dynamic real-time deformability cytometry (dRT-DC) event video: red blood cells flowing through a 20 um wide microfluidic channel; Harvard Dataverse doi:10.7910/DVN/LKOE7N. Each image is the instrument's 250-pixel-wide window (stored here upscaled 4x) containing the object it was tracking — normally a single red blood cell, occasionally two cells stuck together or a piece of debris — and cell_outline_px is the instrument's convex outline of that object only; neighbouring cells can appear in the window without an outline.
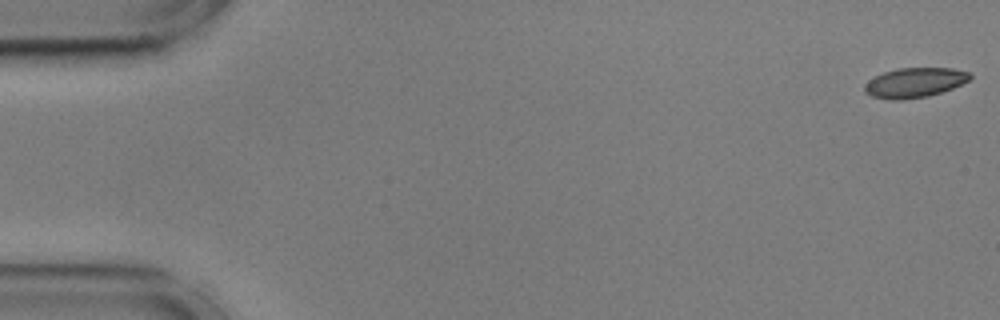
{"species": "common noctule bat (a hibernating species)", "species_latin": "Nyctalus noctula", "temperature_condition": "cold", "stored_images_in_passage": 56, "camera_frame_rate_fps": 3000, "um_per_image_px": 0.085, "animal": {"sex": "male", "body_mass_g": 17.9, "forearm_length_mm": 54.2}, "frame": {"image": 1, "passage_image": 1, "time_ms": 0.0, "image_size_px": [1000, 320], "cell_outline_px": [[972, 76], [968, 80], [952, 88], [928, 96], [904, 100], [888, 100], [872, 96], [864, 92], [864, 84], [868, 80], [884, 72], [896, 68], [952, 68], [972, 72]], "centroid_in_image_um": [77.72, 7.02], "position_along_channel_um": 7.3, "area_um2": 18.38}}
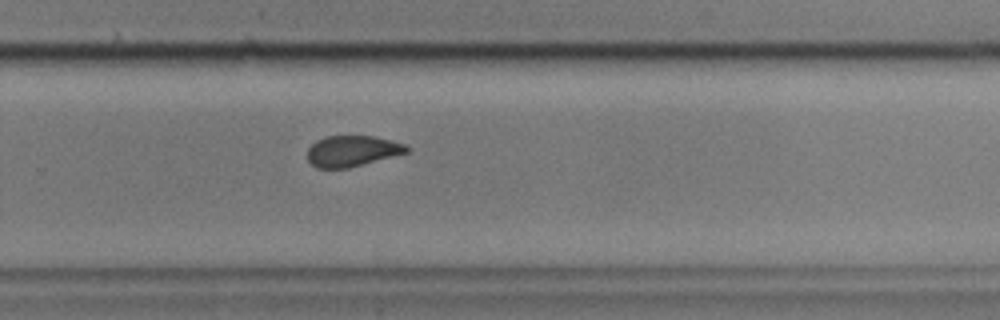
{"frame": {"image": 2, "passage_image": 37, "time_ms": 12.0, "image_size_px": [1000, 320], "cell_outline_px": [[408, 152], [348, 168], [316, 168], [308, 160], [308, 148], [316, 140], [324, 136], [372, 136], [408, 144]], "centroid_in_image_um": [29.92, 12.83], "position_along_channel_um": 299.9, "area_um2": 17.8}}
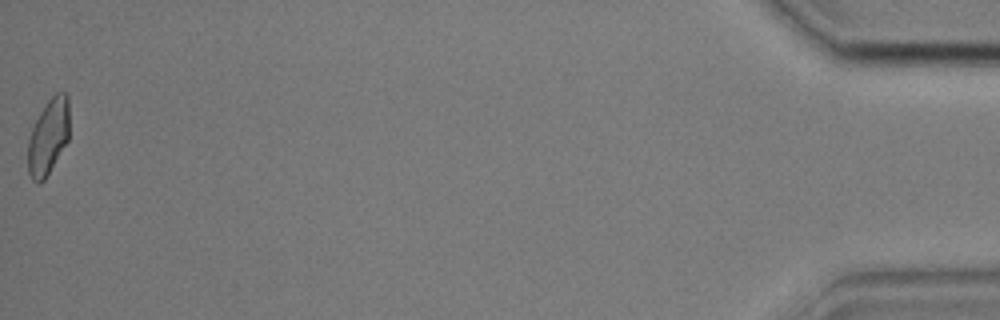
{"frame": {"image": 3, "passage_image": 56, "time_ms": 18.333, "image_size_px": [1000, 320], "cell_outline_px": [[68, 140], [44, 180], [40, 184], [36, 184], [32, 180], [28, 172], [28, 140], [32, 128], [40, 112], [48, 100], [56, 92], [64, 92], [68, 96]], "centroid_in_image_um": [4.09, 11.64], "position_along_channel_um": 431.1, "area_um2": 18.15}, "authors_computed_cell_mechanics": {"area_um2": 19.0162, "velocity_mm_per_s": 3.5861, "shape_relaxation_time_tau1_ms": 4.5437, "shape_relaxation_time_tau2_ms": 2.1039, "deformation_change_tau1": 0.1102, "deformation_change_tau2": 0.0733}}